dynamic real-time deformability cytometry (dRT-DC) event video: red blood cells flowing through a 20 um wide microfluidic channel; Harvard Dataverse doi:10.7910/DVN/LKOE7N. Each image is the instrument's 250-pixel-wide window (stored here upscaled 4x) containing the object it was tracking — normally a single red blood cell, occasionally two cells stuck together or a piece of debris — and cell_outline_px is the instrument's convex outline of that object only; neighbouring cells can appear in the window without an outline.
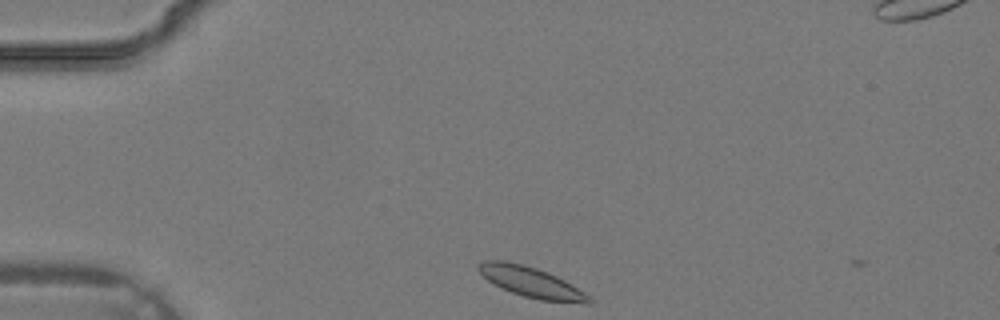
{"species": "common noctule bat (a hibernating species)", "species_latin": "Nyctalus noctula", "temperature_condition": "warm", "stored_images_in_passage": 4, "camera_frame_rate_fps": 3000, "um_per_image_px": 0.085, "animal": {"sex": "male", "body_mass_g": 19.2, "forearm_length_mm": 51.8}, "frame": {"image": 1, "passage_image": 1, "time_ms": 0.0, "image_size_px": [1000, 320], "cell_outline_px": [[592, 304], [588, 304], [540, 300], [524, 296], [512, 292], [488, 280], [476, 268], [476, 264], [484, 260], [504, 260], [524, 264], [548, 272], [572, 284], [584, 292], [592, 300]], "centroid_in_image_um": [45.16, 23.97], "position_along_channel_um": 39.8, "area_um2": 19.48}}